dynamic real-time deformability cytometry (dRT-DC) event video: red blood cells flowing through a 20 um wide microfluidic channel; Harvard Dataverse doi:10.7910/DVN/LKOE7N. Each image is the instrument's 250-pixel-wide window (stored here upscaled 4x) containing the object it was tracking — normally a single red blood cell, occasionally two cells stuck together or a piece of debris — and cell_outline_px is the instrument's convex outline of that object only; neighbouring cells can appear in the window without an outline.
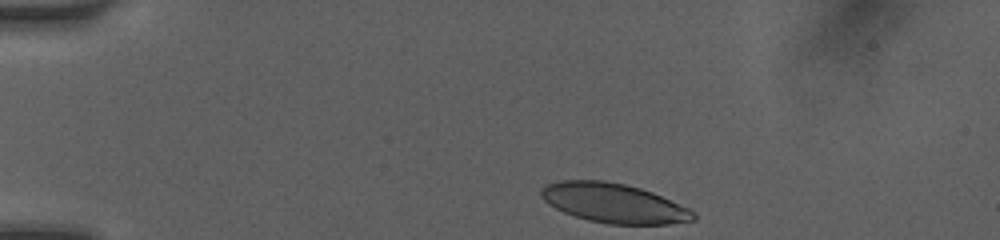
{"species": "human", "species_latin": "Homo sapiens", "temperature_condition": "room temperature", "stored_images_in_passage": 41, "camera_frame_rate_fps": 3000, "um_per_image_px": 0.085, "donor": {"sex": "female"}, "frame": {"image": 1, "passage_image": 1, "time_ms": 0.0, "image_size_px": [1000, 240], "cell_outline_px": [[696, 220], [668, 224], [608, 224], [588, 220], [564, 212], [548, 204], [540, 196], [540, 192], [548, 184], [560, 180], [604, 180], [624, 184], [640, 188], [652, 192], [688, 208], [696, 216]], "centroid_in_image_um": [52.16, 17.26], "position_along_channel_um": 32.8, "area_um2": 34.74}}
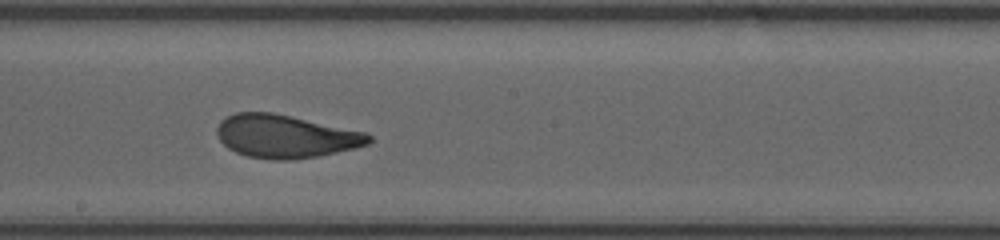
{"frame": {"image": 2, "passage_image": 19, "time_ms": 6.333, "image_size_px": [1000, 240], "cell_outline_px": [[372, 140], [368, 144], [336, 152], [316, 156], [288, 160], [272, 160], [248, 156], [236, 152], [228, 148], [216, 136], [216, 128], [220, 120], [236, 112], [272, 112], [368, 132], [372, 136]], "centroid_in_image_um": [24.25, 11.58], "position_along_channel_um": 223.9, "area_um2": 38.15}}
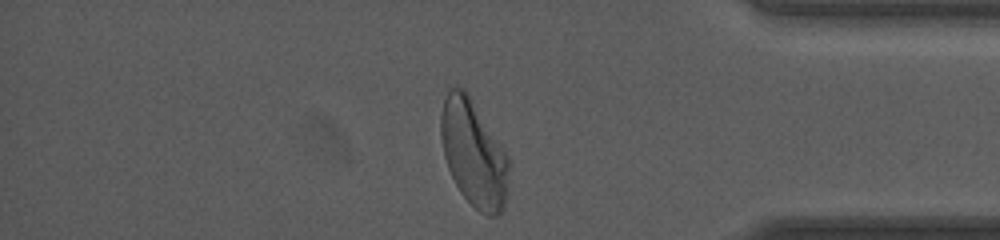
{"frame": {"image": 3, "passage_image": 39, "time_ms": 11.0, "image_size_px": [1000, 240], "cell_outline_px": [[508, 168], [504, 208], [496, 216], [484, 216], [460, 192], [448, 168], [444, 156], [440, 136], [440, 112], [448, 88], [464, 88], [472, 100], [508, 156]], "centroid_in_image_um": [40.22, 13.04], "position_along_channel_um": 395.0, "area_um2": 41.62}, "authors_computed_cell_mechanics": {"area_um2": 37.9746, "velocity_mm_per_s": 4.0882, "shape_relaxation_time_tau1_ms": 3.5892, "shape_relaxation_time_tau2_ms": 0.7539, "deformation_change_tau1": 0.1705, "deformation_change_tau2": 0.0615}}